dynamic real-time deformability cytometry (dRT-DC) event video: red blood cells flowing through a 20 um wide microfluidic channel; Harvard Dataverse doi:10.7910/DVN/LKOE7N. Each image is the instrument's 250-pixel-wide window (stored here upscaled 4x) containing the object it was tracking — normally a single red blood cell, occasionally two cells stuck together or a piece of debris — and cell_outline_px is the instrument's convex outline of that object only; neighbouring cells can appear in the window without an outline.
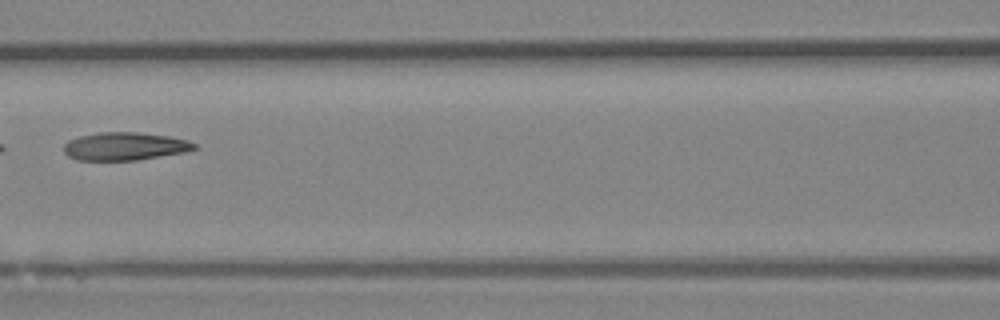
{"species": "Egyptian fruit bat (a non-hibernating species)", "species_latin": "Rousettus aegyptiacus", "temperature_condition": "room temperature", "stored_images_in_passage": 8, "camera_frame_rate_fps": 3000, "um_per_image_px": 0.085, "animal": {"sex": "female"}, "frame": {"image": 1, "passage_image": 6, "time_ms": 1.667, "image_size_px": [1000, 320], "cell_outline_px": [[200, 148], [184, 152], [136, 160], [76, 160], [68, 156], [64, 152], [64, 144], [68, 140], [80, 136], [100, 132], [136, 132], [168, 136], [188, 140], [196, 144]], "centroid_in_image_um": [10.61, 12.43], "position_along_channel_um": 156.0, "area_um2": 21.27}}
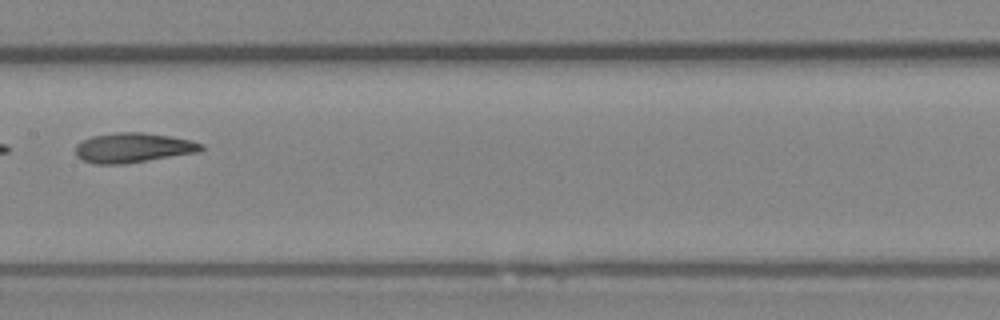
{"frame": {"image": 2, "passage_image": 7, "time_ms": 2.0, "image_size_px": [1000, 320], "cell_outline_px": [[204, 148], [200, 152], [124, 164], [92, 164], [80, 160], [76, 156], [76, 144], [92, 136], [116, 132], [144, 132], [192, 140], [204, 144]], "centroid_in_image_um": [11.31, 12.56], "position_along_channel_um": 196.1, "area_um2": 22.02}}
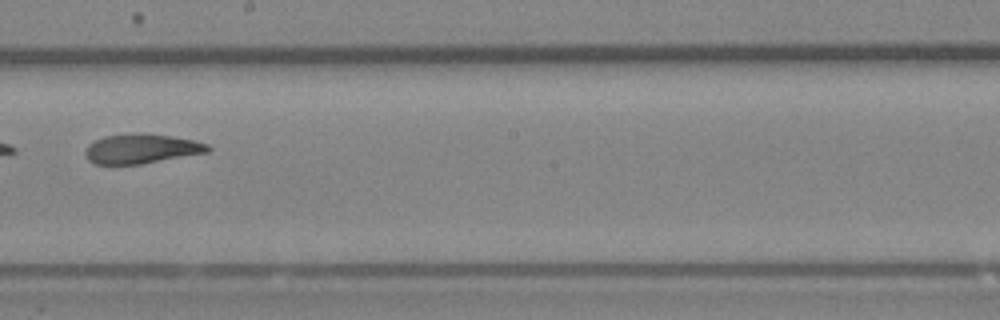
{"frame": {"image": 3, "passage_image": 8, "time_ms": 2.333, "image_size_px": [1000, 320], "cell_outline_px": [[212, 148], [208, 152], [140, 164], [96, 164], [88, 160], [84, 152], [88, 144], [104, 136], [140, 132], [172, 136], [192, 140], [208, 144]], "centroid_in_image_um": [12.01, 12.63], "position_along_channel_um": 236.2, "area_um2": 21.1}}